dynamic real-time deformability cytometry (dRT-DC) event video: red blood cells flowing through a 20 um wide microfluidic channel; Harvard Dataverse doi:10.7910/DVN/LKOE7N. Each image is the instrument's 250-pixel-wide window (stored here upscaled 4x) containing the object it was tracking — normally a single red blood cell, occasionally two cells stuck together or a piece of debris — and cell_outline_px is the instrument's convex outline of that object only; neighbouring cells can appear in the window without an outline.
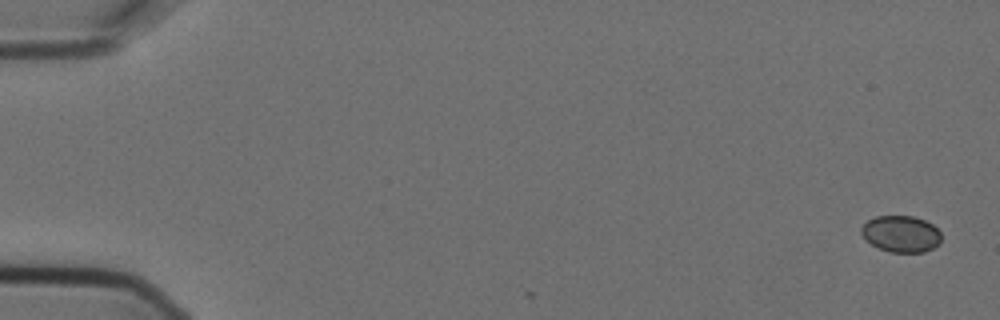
{"species": "Egyptian fruit bat (a non-hibernating species)", "species_latin": "Rousettus aegyptiacus", "temperature_condition": "cold", "stored_images_in_passage": 6, "camera_frame_rate_fps": 3000, "um_per_image_px": 0.085, "animal": {"sex": "female"}, "frame": {"image": 1, "passage_image": 1, "time_ms": 0.0, "image_size_px": [1000, 320], "cell_outline_px": [[940, 244], [924, 252], [888, 252], [872, 244], [860, 232], [860, 228], [868, 220], [876, 216], [912, 216], [924, 220], [932, 224], [940, 232]], "centroid_in_image_um": [76.59, 19.88], "position_along_channel_um": 8.4, "area_um2": 16.88}}
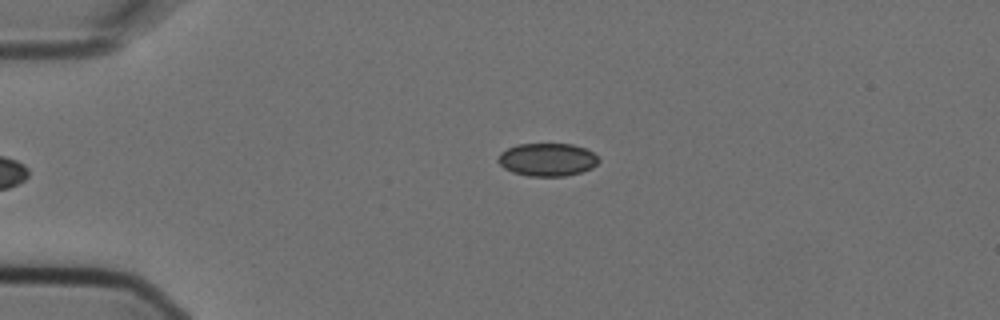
{"frame": {"image": 2, "passage_image": 6, "time_ms": 1.667, "image_size_px": [1000, 320], "cell_outline_px": [[600, 160], [592, 168], [580, 172], [564, 176], [528, 176], [512, 172], [504, 168], [496, 160], [500, 152], [516, 144], [572, 144], [584, 148], [592, 152]], "centroid_in_image_um": [46.49, 13.56], "position_along_channel_um": 38.5, "area_um2": 19.31}}